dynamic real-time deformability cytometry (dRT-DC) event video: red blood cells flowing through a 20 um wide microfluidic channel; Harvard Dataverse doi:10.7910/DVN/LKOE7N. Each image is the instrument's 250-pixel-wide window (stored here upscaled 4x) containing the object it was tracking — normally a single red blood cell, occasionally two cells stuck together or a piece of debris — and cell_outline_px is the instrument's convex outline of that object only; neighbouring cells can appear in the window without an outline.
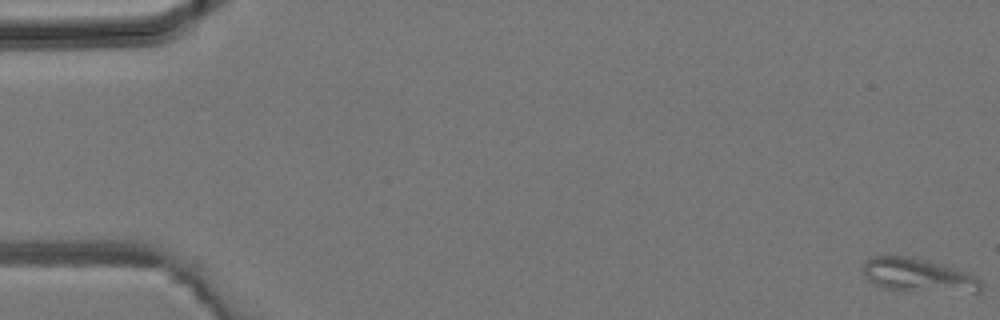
{"species": "common noctule bat (a hibernating species)", "species_latin": "Nyctalus noctula", "temperature_condition": "room temperature", "stored_images_in_passage": 8, "camera_frame_rate_fps": 3000, "um_per_image_px": 0.085, "animal": {"sex": "male", "body_mass_g": 19.2, "forearm_length_mm": 51.8}, "frame": {"image": 1, "passage_image": 1, "time_ms": 0.0, "image_size_px": [1000, 320], "cell_outline_px": [[980, 292], [908, 292], [884, 288], [868, 280], [864, 272], [864, 260], [872, 256], [904, 256], [924, 260], [956, 268], [968, 272], [976, 276], [980, 280]], "centroid_in_image_um": [78.05, 23.42], "position_along_channel_um": 6.9, "area_um2": 23.29}}